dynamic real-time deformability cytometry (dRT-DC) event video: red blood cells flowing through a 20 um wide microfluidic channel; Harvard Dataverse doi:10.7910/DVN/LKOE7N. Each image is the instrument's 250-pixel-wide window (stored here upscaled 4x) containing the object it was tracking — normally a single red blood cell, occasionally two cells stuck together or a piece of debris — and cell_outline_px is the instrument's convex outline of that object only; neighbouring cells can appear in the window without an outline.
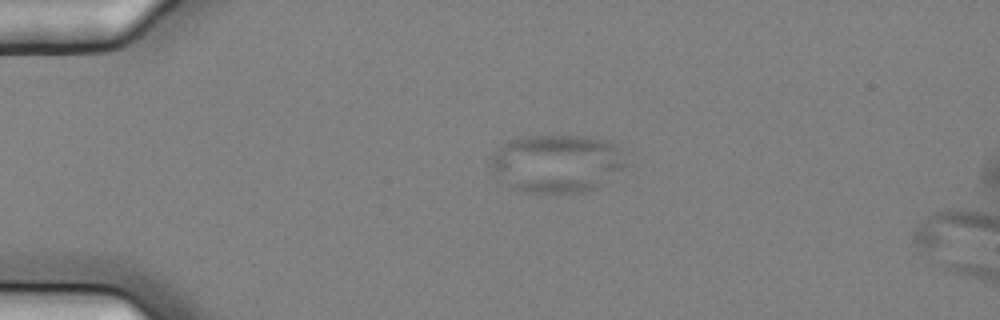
{"species": "common noctule bat (a hibernating species)", "species_latin": "Nyctalus noctula", "temperature_condition": "cold", "stored_images_in_passage": 4, "camera_frame_rate_fps": 3000, "um_per_image_px": 0.085, "animal": {"sex": "female", "body_mass_g": 25.1}, "frame": {"image": 1, "passage_image": 3, "time_ms": 0.667, "image_size_px": [1000, 320], "cell_outline_px": [[632, 164], [596, 188], [580, 192], [524, 192], [512, 188], [496, 176], [488, 164], [492, 156], [504, 144], [520, 136], [584, 136], [604, 140], [616, 144], [620, 148]], "centroid_in_image_um": [47.4, 13.89], "position_along_channel_um": 37.6, "area_um2": 46.07}}